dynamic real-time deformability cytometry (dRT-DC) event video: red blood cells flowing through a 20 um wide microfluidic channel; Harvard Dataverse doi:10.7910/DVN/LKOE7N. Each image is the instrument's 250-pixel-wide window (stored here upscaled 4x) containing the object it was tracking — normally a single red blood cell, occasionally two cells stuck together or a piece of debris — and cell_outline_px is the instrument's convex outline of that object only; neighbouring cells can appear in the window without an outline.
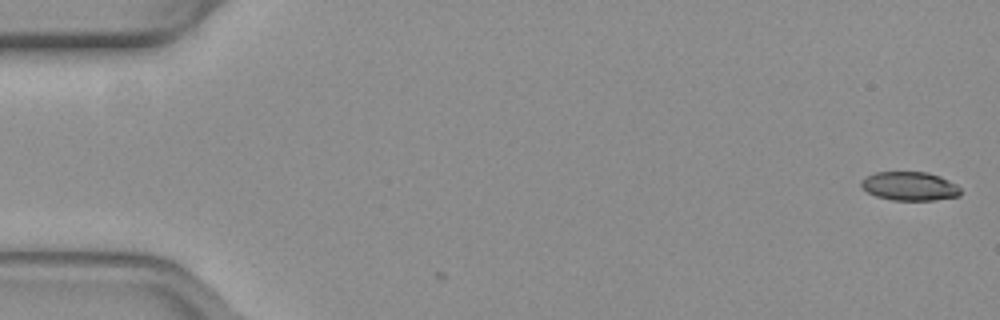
{"species": "common noctule bat (a hibernating species)", "species_latin": "Nyctalus noctula", "temperature_condition": "warm", "stored_images_in_passage": 2, "camera_frame_rate_fps": 3000, "um_per_image_px": 0.085, "animal": {"sex": "female", "body_mass_g": 19.3, "forearm_length_mm": 54.1}, "frame": {"image": 1, "passage_image": 2, "time_ms": 0.333, "image_size_px": [1000, 320], "cell_outline_px": [[960, 196], [936, 200], [892, 200], [876, 196], [860, 188], [860, 180], [864, 176], [876, 172], [924, 172], [940, 176], [956, 184], [960, 188]], "centroid_in_image_um": [77.28, 15.82], "position_along_channel_um": 7.7, "area_um2": 16.82}}